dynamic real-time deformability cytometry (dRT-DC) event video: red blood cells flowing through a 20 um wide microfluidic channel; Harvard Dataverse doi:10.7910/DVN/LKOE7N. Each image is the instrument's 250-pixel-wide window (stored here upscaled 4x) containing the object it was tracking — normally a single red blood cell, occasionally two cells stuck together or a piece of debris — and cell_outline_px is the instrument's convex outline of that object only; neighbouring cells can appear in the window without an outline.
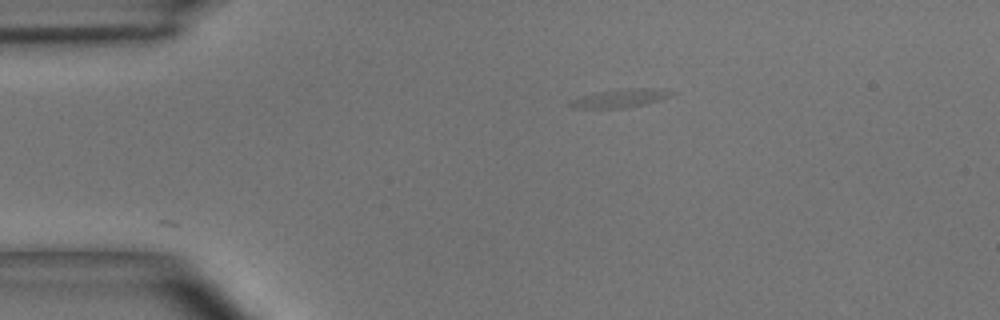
{"species": "common noctule bat (a hibernating species)", "species_latin": "Nyctalus noctula", "temperature_condition": "room temperature", "stored_images_in_passage": 5, "camera_frame_rate_fps": 3000, "um_per_image_px": 0.085, "animal": {"sex": "male", "body_mass_g": 15.6}, "frame": {"image": 1, "passage_image": 3, "time_ms": 0.667, "image_size_px": [1000, 320], "cell_outline_px": [[676, 92], [668, 96], [644, 104], [620, 108], [576, 108], [568, 104], [572, 100], [580, 96], [600, 92], [644, 88]], "centroid_in_image_um": [52.63, 8.37], "position_along_channel_um": 32.4, "area_um2": 10.0}}
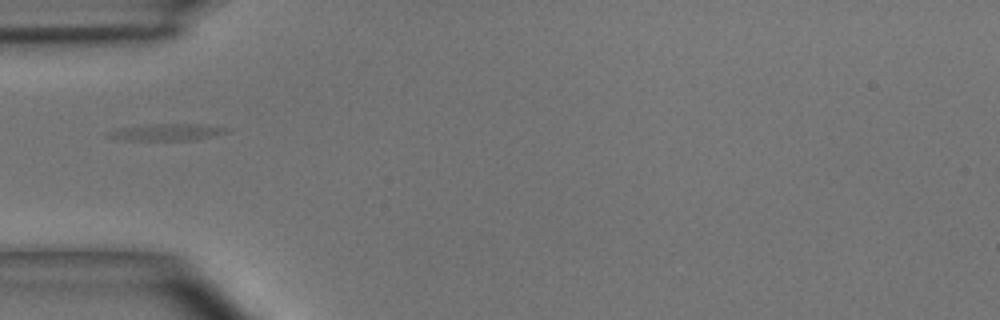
{"frame": {"image": 2, "passage_image": 4, "time_ms": 1.0, "image_size_px": [1000, 320], "cell_outline_px": [[228, 132], [196, 140], [120, 140], [104, 136], [108, 132], [120, 128], [148, 124], [196, 124], [228, 128]], "centroid_in_image_um": [14.12, 11.24], "position_along_channel_um": 70.9, "area_um2": 11.5}}